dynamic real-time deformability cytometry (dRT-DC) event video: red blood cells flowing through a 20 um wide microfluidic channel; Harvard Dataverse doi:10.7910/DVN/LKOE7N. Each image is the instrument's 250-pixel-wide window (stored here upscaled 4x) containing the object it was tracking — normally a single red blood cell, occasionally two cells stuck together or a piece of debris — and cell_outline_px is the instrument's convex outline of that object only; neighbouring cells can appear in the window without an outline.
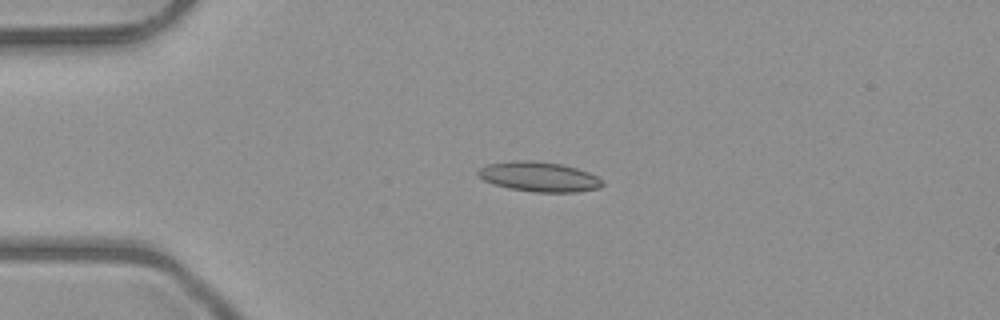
{"species": "common noctule bat (a hibernating species)", "species_latin": "Nyctalus noctula", "temperature_condition": "room temperature", "stored_images_in_passage": 40, "camera_frame_rate_fps": 3000, "um_per_image_px": 0.085, "animal": {"sex": "male", "body_mass_g": 23.1, "forearm_length_mm": 52.7}, "frame": {"image": 1, "passage_image": 1, "time_ms": 0.0, "image_size_px": [1000, 320], "cell_outline_px": [[604, 184], [600, 188], [576, 192], [532, 192], [508, 188], [484, 180], [476, 172], [480, 168], [488, 164], [512, 160], [532, 160], [560, 164], [576, 168], [588, 172], [604, 180]], "centroid_in_image_um": [45.84, 15.02], "position_along_channel_um": 39.2, "area_um2": 21.62}}
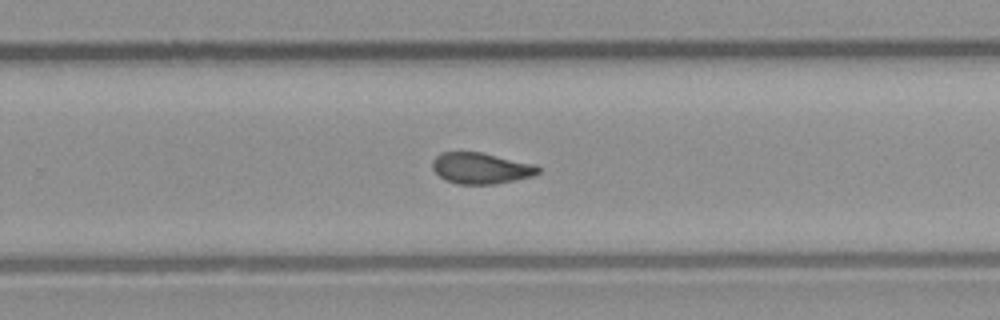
{"frame": {"image": 2, "passage_image": 22, "time_ms": 7.0, "image_size_px": [1000, 320], "cell_outline_px": [[540, 172], [536, 176], [496, 184], [456, 184], [444, 180], [432, 168], [432, 160], [440, 152], [480, 152], [536, 164], [540, 168]], "centroid_in_image_um": [40.9, 14.3], "position_along_channel_um": 288.9, "area_um2": 19.42}}
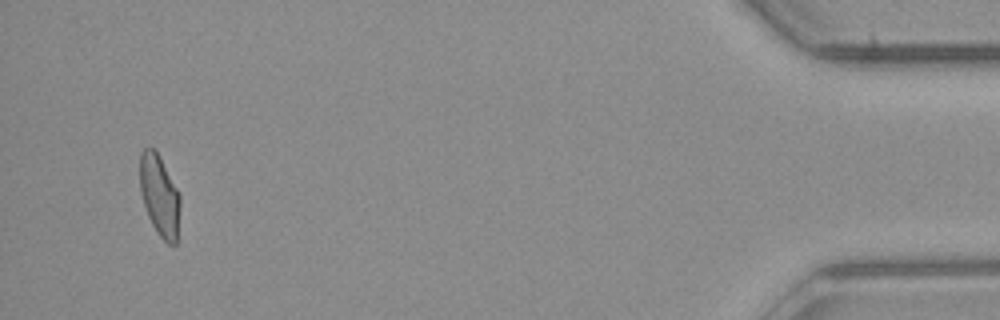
{"frame": {"image": 3, "passage_image": 38, "time_ms": 12.333, "image_size_px": [1000, 320], "cell_outline_px": [[180, 204], [176, 244], [168, 244], [156, 232], [148, 216], [140, 192], [140, 152], [144, 148], [152, 148], [156, 152], [176, 188], [180, 196]], "centroid_in_image_um": [13.54, 16.65], "position_along_channel_um": 421.7, "area_um2": 18.61}, "authors_computed_cell_mechanics": {"area_um2": 19.4208, "velocity_mm_per_s": 4.0334, "shape_relaxation_time_tau1_ms": null, "shape_relaxation_time_tau2_ms": 1.7883, "deformation_change_tau1": null, "deformation_change_tau2": 0.0841}}